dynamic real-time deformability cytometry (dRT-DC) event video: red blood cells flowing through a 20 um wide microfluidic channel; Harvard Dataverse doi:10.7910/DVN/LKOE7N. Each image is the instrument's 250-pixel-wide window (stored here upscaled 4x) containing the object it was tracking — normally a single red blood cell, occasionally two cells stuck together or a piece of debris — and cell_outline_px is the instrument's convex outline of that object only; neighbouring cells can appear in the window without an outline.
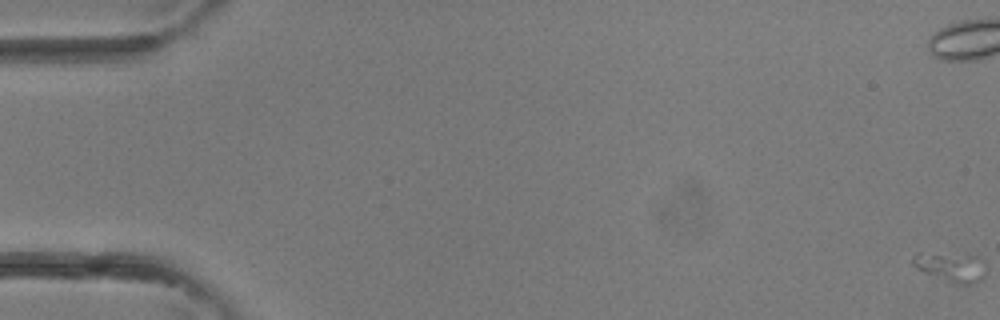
{"species": "common noctule bat (a hibernating species)", "species_latin": "Nyctalus noctula", "temperature_condition": "room temperature", "stored_images_in_passage": 4, "camera_frame_rate_fps": 3000, "um_per_image_px": 0.085, "animal": {"sex": "female"}, "frame": {"image": 1, "passage_image": 1, "time_ms": 0.0, "image_size_px": [1000, 320], "cell_outline_px": [[984, 276], [980, 280], [972, 284], [960, 284], [916, 268], [912, 264], [912, 260], [916, 252], [968, 252], [984, 260]], "centroid_in_image_um": [80.86, 22.6], "position_along_channel_um": 4.1, "area_um2": 12.72}}